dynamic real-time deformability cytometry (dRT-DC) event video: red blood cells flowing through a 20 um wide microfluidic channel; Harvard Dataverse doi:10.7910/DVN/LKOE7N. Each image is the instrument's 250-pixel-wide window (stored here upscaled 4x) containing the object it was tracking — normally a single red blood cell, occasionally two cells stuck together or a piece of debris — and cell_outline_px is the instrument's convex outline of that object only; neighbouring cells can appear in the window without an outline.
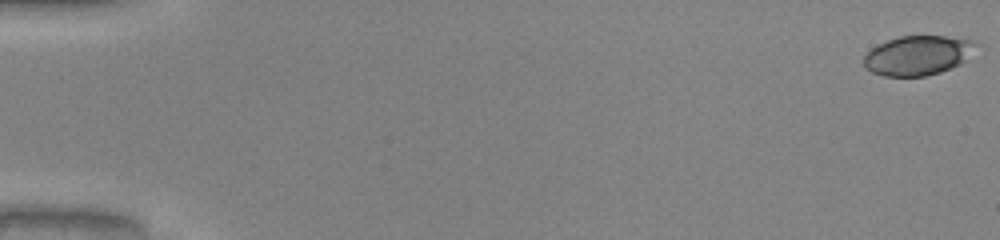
{"species": "common noctule bat (a hibernating species)", "species_latin": "Nyctalus noctula", "temperature_condition": "warm", "stored_images_in_passage": 51, "camera_frame_rate_fps": 3000, "um_per_image_px": 0.085, "animal": {"sex": "male", "body_mass_g": 20.0, "forearm_length_mm": 53.3}, "frame": {"image": 1, "passage_image": 1, "time_ms": 0.0, "image_size_px": [1000, 240], "cell_outline_px": [[984, 44], [960, 64], [940, 72], [924, 76], [884, 76], [872, 72], [864, 68], [864, 56], [872, 48], [888, 40], [900, 36], [944, 36], [976, 40]], "centroid_in_image_um": [78.1, 4.7], "position_along_channel_um": 6.9, "area_um2": 26.13}}
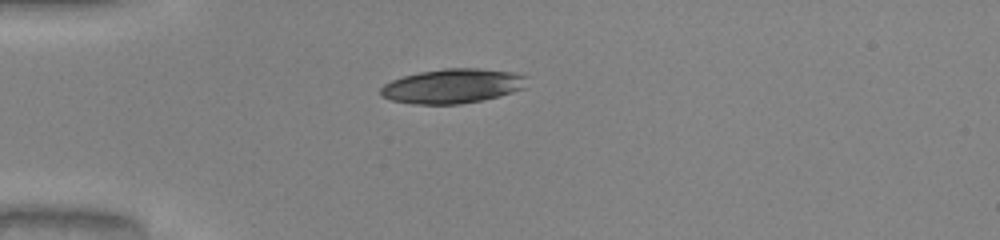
{"frame": {"image": 2, "passage_image": 15, "time_ms": 4.667, "image_size_px": [1000, 240], "cell_outline_px": [[528, 76], [524, 88], [500, 96], [460, 104], [412, 104], [392, 100], [380, 96], [380, 88], [384, 84], [392, 80], [404, 76], [420, 72], [444, 68], [476, 68], [512, 72]], "centroid_in_image_um": [38.45, 7.31], "position_along_channel_um": 46.5, "area_um2": 29.36}}